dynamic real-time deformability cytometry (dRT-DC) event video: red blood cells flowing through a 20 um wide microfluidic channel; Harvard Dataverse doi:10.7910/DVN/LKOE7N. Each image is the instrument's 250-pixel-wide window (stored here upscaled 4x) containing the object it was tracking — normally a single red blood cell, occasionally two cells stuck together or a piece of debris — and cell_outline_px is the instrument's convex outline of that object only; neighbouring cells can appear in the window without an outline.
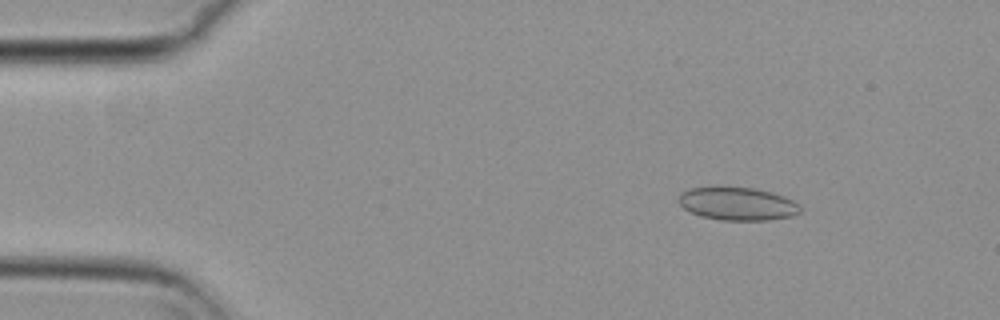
{"species": "common noctule bat (a hibernating species)", "species_latin": "Nyctalus noctula", "temperature_condition": "cold", "stored_images_in_passage": 56, "camera_frame_rate_fps": 3000, "um_per_image_px": 0.085, "animal": {"sex": "female", "body_mass_g": 29.2, "forearm_length_mm": 56.3}, "frame": {"image": 1, "passage_image": 8, "time_ms": 2.333, "image_size_px": [1000, 320], "cell_outline_px": [[800, 212], [792, 216], [768, 220], [720, 220], [700, 216], [684, 208], [676, 200], [680, 192], [688, 188], [716, 184], [756, 188], [772, 192], [784, 196], [800, 204]], "centroid_in_image_um": [62.62, 17.27], "position_along_channel_um": 22.4, "area_um2": 24.33}}
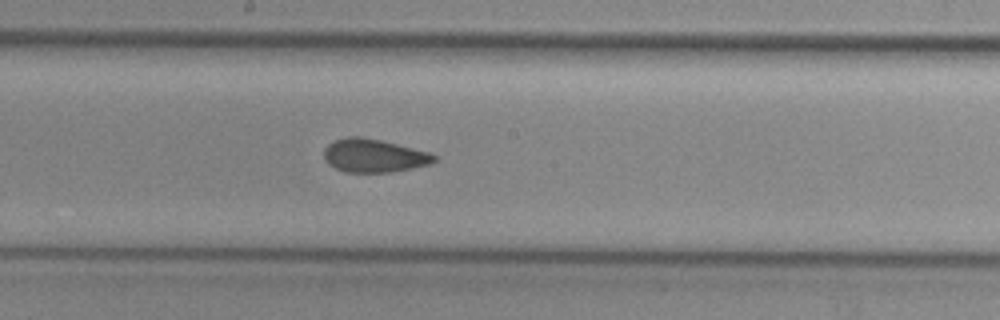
{"frame": {"image": 2, "passage_image": 30, "time_ms": 9.667, "image_size_px": [1000, 320], "cell_outline_px": [[436, 160], [432, 164], [412, 168], [388, 172], [344, 172], [328, 164], [324, 160], [324, 148], [328, 144], [336, 140], [348, 136], [360, 136], [380, 140], [428, 152], [436, 156]], "centroid_in_image_um": [31.75, 13.23], "position_along_channel_um": 216.4, "area_um2": 21.27}}
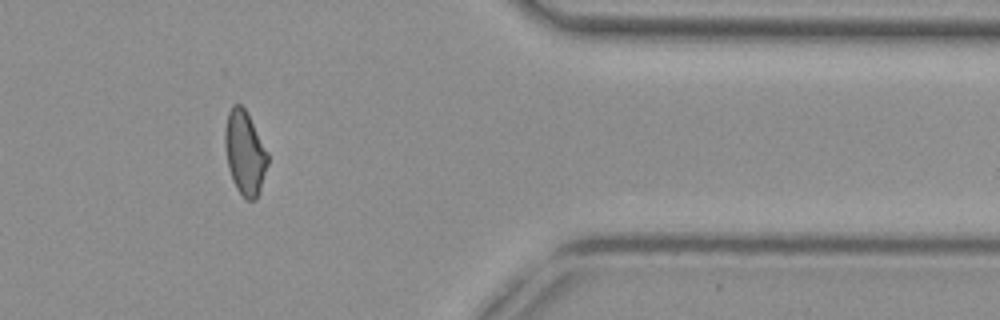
{"frame": {"image": 3, "passage_image": 46, "time_ms": 15.0, "image_size_px": [1000, 320], "cell_outline_px": [[268, 164], [260, 192], [256, 200], [244, 200], [236, 188], [232, 180], [228, 168], [224, 144], [224, 128], [228, 112], [232, 104], [240, 104], [244, 108], [268, 152]], "centroid_in_image_um": [20.8, 13.03], "position_along_channel_um": 390.6, "area_um2": 21.15}, "authors_computed_cell_mechanics": {"area_um2": 21.8484, "velocity_mm_per_s": 3.7135, "shape_relaxation_time_tau1_ms": null, "shape_relaxation_time_tau2_ms": 1.4488, "deformation_change_tau1": null, "deformation_change_tau2": 0.0459}}